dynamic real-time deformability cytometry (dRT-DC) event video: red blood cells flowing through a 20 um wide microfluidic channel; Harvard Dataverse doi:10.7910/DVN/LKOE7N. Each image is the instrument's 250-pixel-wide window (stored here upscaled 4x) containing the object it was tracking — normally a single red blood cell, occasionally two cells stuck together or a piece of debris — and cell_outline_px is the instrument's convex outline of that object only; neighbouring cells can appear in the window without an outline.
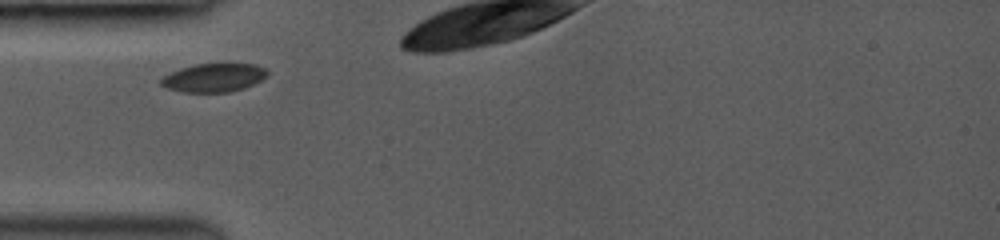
{"species": "common noctule bat (a hibernating species)", "species_latin": "Nyctalus noctula", "temperature_condition": "room temperature", "stored_images_in_passage": 4, "camera_frame_rate_fps": 3000, "um_per_image_px": 0.085, "animal": {"sex": "female", "body_mass_g": 19.0, "forearm_length_mm": 53.3}, "frame": {"image": 1, "passage_image": 2, "time_ms": 1.0, "image_size_px": [1000, 240], "cell_outline_px": [[268, 76], [244, 88], [228, 92], [184, 92], [168, 88], [160, 84], [160, 80], [164, 76], [180, 68], [196, 64], [224, 60], [256, 64], [264, 68], [268, 72]], "centroid_in_image_um": [18.22, 6.54], "position_along_channel_um": 66.8, "area_um2": 18.32}}